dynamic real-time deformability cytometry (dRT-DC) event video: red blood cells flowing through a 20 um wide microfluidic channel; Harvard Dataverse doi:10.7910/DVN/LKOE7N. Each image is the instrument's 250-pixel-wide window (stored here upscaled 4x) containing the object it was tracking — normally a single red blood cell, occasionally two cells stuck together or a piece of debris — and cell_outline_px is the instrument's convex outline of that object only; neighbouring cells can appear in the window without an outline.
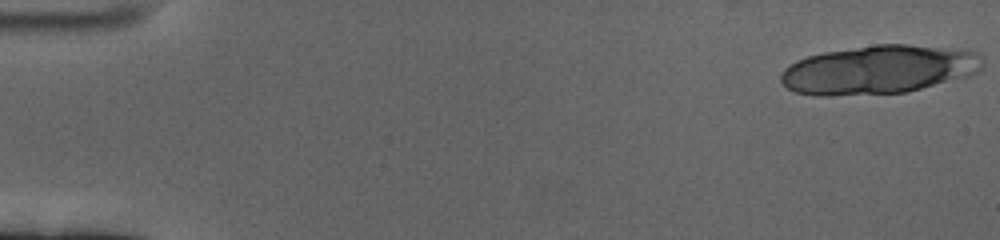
{"species": "human", "species_latin": "Homo sapiens", "temperature_condition": "cold", "stored_images_in_passage": 23, "camera_frame_rate_fps": 3000, "um_per_image_px": 0.085, "donor": {"sex": "female"}, "frame": {"image": 1, "passage_image": 1, "time_ms": 0.0, "image_size_px": [1000, 240], "cell_outline_px": [[980, 72], [968, 76], [908, 92], [832, 96], [816, 96], [796, 92], [788, 88], [780, 80], [780, 76], [784, 68], [796, 60], [808, 56], [824, 52], [876, 44], [908, 44], [968, 48], [976, 52], [980, 56]], "centroid_in_image_um": [74.72, 5.91], "position_along_channel_um": 10.3, "area_um2": 57.68}}